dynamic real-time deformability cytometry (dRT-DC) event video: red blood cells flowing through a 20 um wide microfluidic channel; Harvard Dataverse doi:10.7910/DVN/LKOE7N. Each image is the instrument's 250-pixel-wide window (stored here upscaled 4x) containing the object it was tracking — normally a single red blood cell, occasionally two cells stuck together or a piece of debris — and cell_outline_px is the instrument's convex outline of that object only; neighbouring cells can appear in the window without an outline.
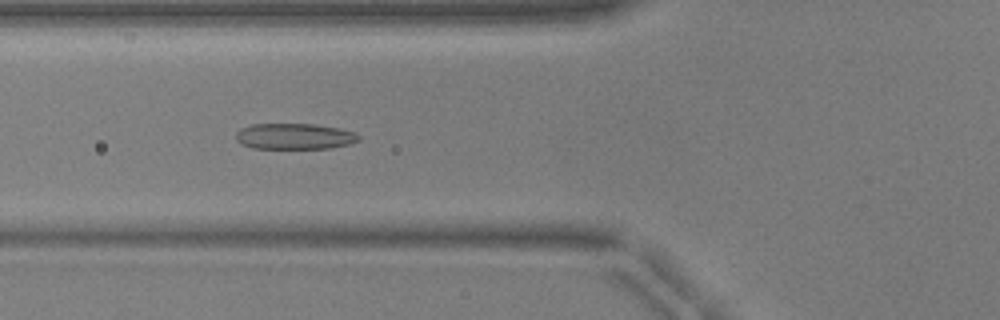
{"species": "common noctule bat (a hibernating species)", "species_latin": "Nyctalus noctula", "temperature_condition": "warm", "stored_images_in_passage": 35, "camera_frame_rate_fps": 3000, "um_per_image_px": 0.085, "animal": {"sex": "male", "body_mass_g": 17.9, "forearm_length_mm": 54.2}, "frame": {"image": 1, "passage_image": 12, "time_ms": 3.667, "image_size_px": [1000, 320], "cell_outline_px": [[360, 140], [348, 144], [328, 148], [252, 148], [240, 144], [236, 140], [236, 132], [240, 128], [252, 124], [316, 124], [340, 128], [352, 132], [360, 136]], "centroid_in_image_um": [24.99, 11.58], "position_along_channel_um": 100.8, "area_um2": 18.55}}
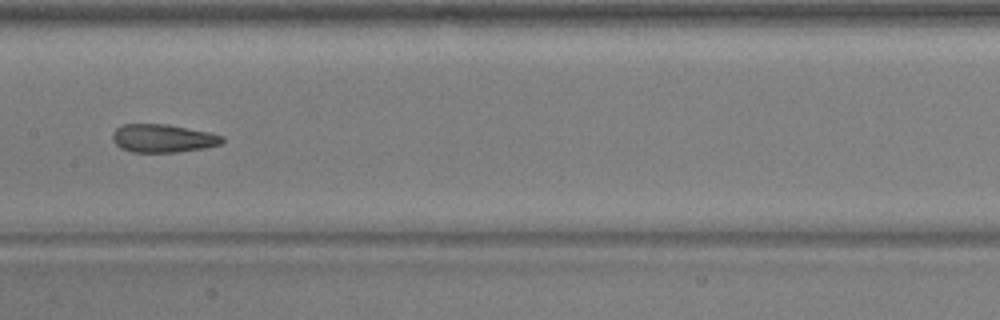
{"frame": {"image": 2, "passage_image": 19, "time_ms": 6.0, "image_size_px": [1000, 320], "cell_outline_px": [[224, 140], [220, 144], [204, 148], [176, 152], [132, 152], [120, 148], [112, 140], [112, 132], [116, 128], [124, 124], [168, 124], [208, 132], [224, 136]], "centroid_in_image_um": [13.82, 11.75], "position_along_channel_um": 193.6, "area_um2": 18.03}}
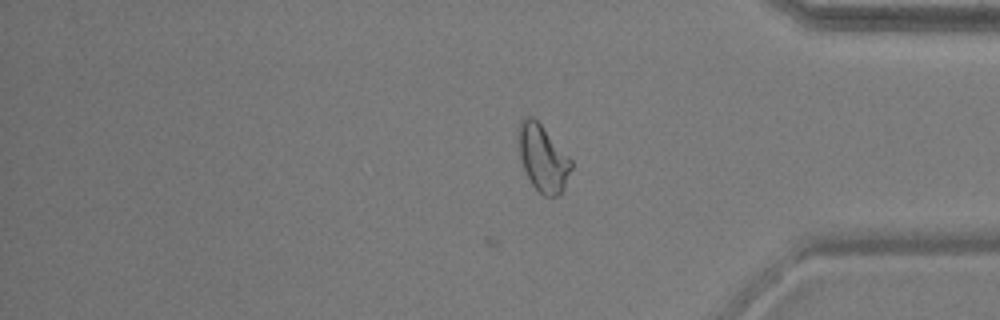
{"frame": {"image": 3, "passage_image": 35, "time_ms": 11.333, "image_size_px": [1000, 320], "cell_outline_px": [[572, 168], [564, 188], [556, 196], [544, 196], [532, 184], [520, 160], [516, 136], [520, 120], [524, 116], [532, 116], [540, 124], [572, 160]], "centroid_in_image_um": [46.11, 13.41], "position_along_channel_um": 389.1, "area_um2": 20.46}, "authors_computed_cell_mechanics": {"area_um2": 18.3226, "velocity_mm_per_s": 3.9454, "shape_relaxation_time_tau1_ms": 4.8914, "shape_relaxation_time_tau2_ms": 1.8523, "deformation_change_tau1": 0.1631, "deformation_change_tau2": 0.0915}}